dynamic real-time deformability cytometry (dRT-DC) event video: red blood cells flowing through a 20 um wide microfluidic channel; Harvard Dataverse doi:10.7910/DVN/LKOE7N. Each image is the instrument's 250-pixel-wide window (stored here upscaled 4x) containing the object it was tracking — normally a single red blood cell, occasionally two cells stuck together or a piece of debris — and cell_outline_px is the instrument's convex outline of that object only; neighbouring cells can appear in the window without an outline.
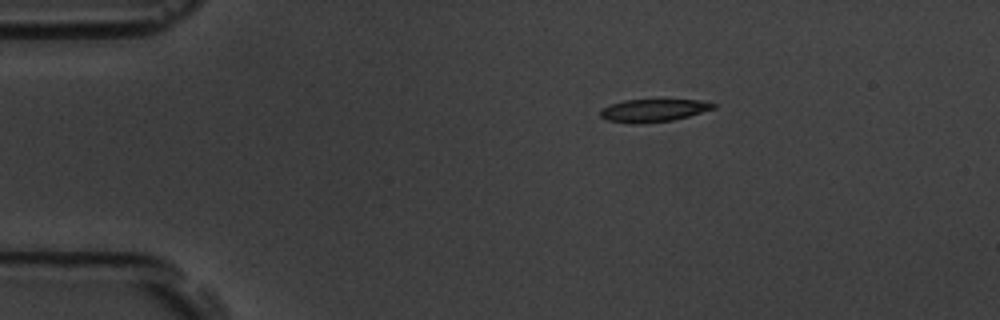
{"species": "common noctule bat (a hibernating species)", "species_latin": "Nyctalus noctula", "temperature_condition": "room temperature", "stored_images_in_passage": 4, "camera_frame_rate_fps": 3000, "um_per_image_px": 0.085, "animal": {"sex": "male", "body_mass_g": 19.5, "forearm_length_mm": 54.6}, "frame": {"image": 1, "passage_image": 1, "time_ms": 0.0, "image_size_px": [1000, 320], "cell_outline_px": [[716, 108], [688, 116], [672, 120], [632, 124], [608, 120], [600, 116], [600, 108], [624, 100], [700, 100], [716, 104]], "centroid_in_image_um": [55.52, 9.38], "position_along_channel_um": 29.5, "area_um2": 14.8}}
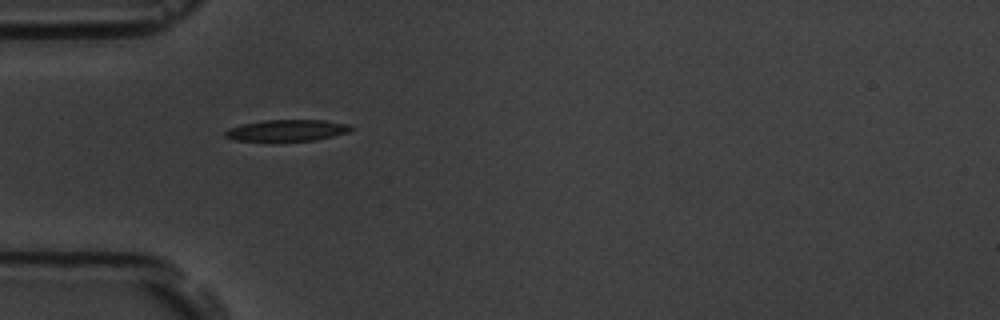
{"frame": {"image": 2, "passage_image": 3, "time_ms": 2.333, "image_size_px": [1000, 320], "cell_outline_px": [[356, 128], [348, 132], [316, 140], [232, 140], [224, 136], [224, 132], [228, 128], [244, 124], [264, 120], [324, 120], [348, 124]], "centroid_in_image_um": [24.41, 11.07], "position_along_channel_um": 60.6, "area_um2": 15.49}}
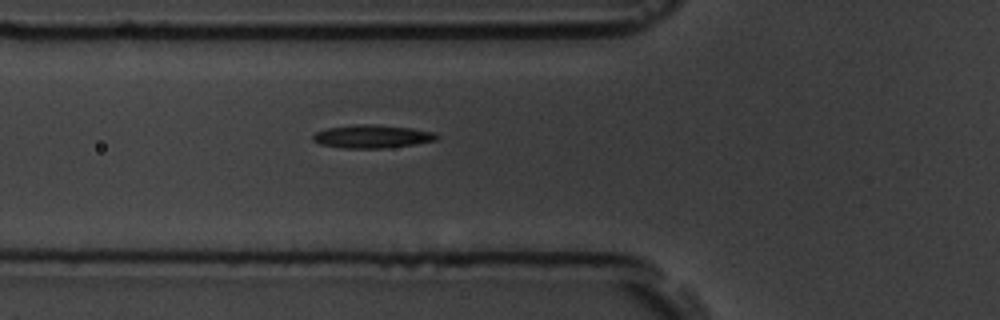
{"frame": {"image": 3, "passage_image": 4, "time_ms": 3.333, "image_size_px": [1000, 320], "cell_outline_px": [[440, 136], [436, 140], [416, 144], [384, 148], [344, 148], [320, 144], [312, 140], [312, 136], [316, 132], [328, 128], [356, 124], [372, 124], [412, 128], [432, 132]], "centroid_in_image_um": [31.63, 11.6], "position_along_channel_um": 94.2, "area_um2": 16.65}}